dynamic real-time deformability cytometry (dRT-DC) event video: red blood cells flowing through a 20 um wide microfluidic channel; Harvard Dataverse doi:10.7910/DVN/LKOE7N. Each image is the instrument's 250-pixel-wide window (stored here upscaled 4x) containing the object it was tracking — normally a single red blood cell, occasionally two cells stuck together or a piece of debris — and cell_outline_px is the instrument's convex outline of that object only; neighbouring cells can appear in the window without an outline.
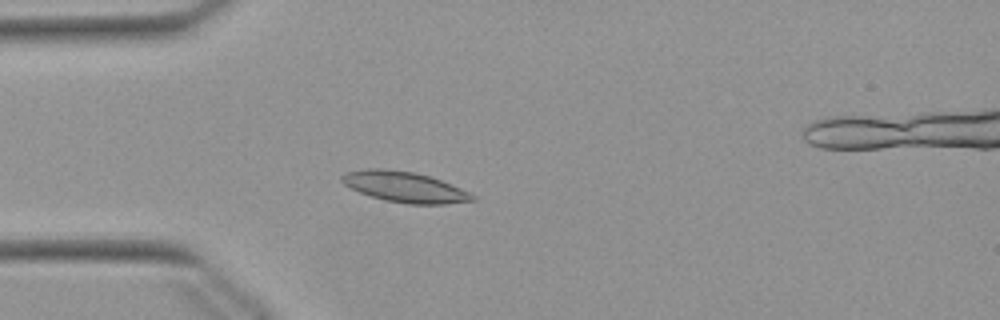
{"species": "Egyptian fruit bat (a non-hibernating species)", "species_latin": "Rousettus aegyptiacus", "temperature_condition": "warm", "stored_images_in_passage": 42, "camera_frame_rate_fps": 3000, "um_per_image_px": 0.085, "animal": {"sex": "female"}, "frame": {"image": 1, "passage_image": 3, "time_ms": 0.667, "image_size_px": [1000, 320], "cell_outline_px": [[476, 200], [444, 204], [408, 204], [384, 200], [360, 192], [344, 184], [340, 180], [340, 176], [344, 172], [364, 168], [384, 168], [412, 172], [428, 176], [440, 180], [460, 188], [476, 196]], "centroid_in_image_um": [34.35, 15.88], "position_along_channel_um": 50.6, "area_um2": 23.18}}
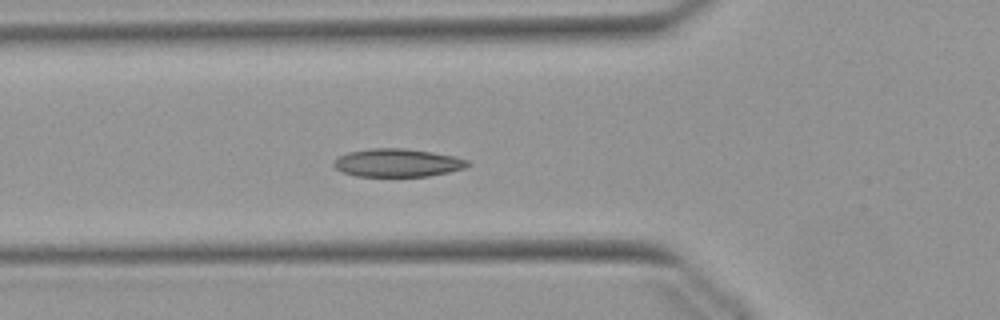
{"frame": {"image": 2, "passage_image": 7, "time_ms": 2.0, "image_size_px": [1000, 320], "cell_outline_px": [[472, 164], [468, 168], [428, 176], [356, 176], [344, 172], [336, 168], [332, 164], [340, 156], [348, 152], [372, 148], [404, 148], [432, 152], [456, 156], [468, 160]], "centroid_in_image_um": [33.86, 13.83], "position_along_channel_um": 91.9, "area_um2": 21.96}}
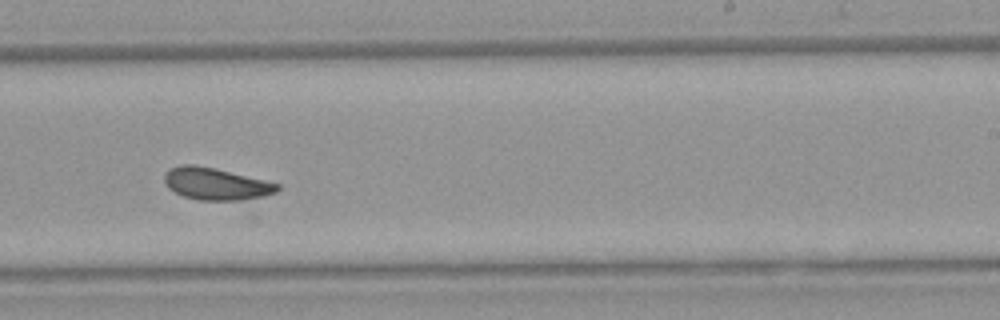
{"frame": {"image": 3, "passage_image": 21, "time_ms": 6.667, "image_size_px": [1000, 320], "cell_outline_px": [[280, 188], [276, 192], [264, 196], [240, 200], [200, 200], [184, 196], [168, 188], [164, 184], [164, 176], [168, 168], [180, 164], [192, 164], [216, 168], [280, 184]], "centroid_in_image_um": [18.32, 15.61], "position_along_channel_um": 270.7, "area_um2": 21.15}}